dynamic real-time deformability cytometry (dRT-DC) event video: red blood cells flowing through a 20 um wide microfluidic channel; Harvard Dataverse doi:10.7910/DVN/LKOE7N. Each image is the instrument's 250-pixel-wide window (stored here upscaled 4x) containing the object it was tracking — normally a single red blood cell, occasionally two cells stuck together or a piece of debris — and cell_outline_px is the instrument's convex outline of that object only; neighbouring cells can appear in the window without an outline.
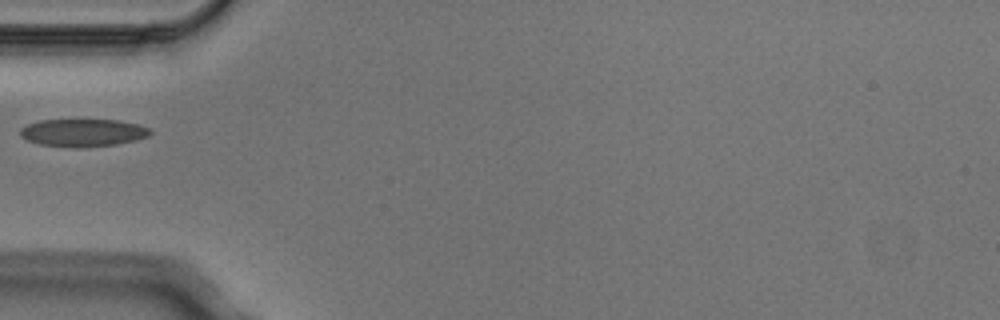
{"species": "Egyptian fruit bat (a non-hibernating species)", "species_latin": "Rousettus aegyptiacus", "temperature_condition": "cold", "stored_images_in_passage": 1, "camera_frame_rate_fps": 3000, "um_per_image_px": 0.085, "animal": {"sex": "male"}, "frame": {"image": 1, "passage_image": 1, "time_ms": 0.0, "image_size_px": [1000, 320], "cell_outline_px": [[152, 132], [148, 136], [136, 140], [116, 144], [80, 148], [76, 148], [40, 144], [28, 140], [20, 136], [20, 128], [28, 124], [40, 120], [120, 120], [140, 124], [148, 128]], "centroid_in_image_um": [7.07, 11.28], "position_along_channel_um": 77.9, "area_um2": 20.98}}